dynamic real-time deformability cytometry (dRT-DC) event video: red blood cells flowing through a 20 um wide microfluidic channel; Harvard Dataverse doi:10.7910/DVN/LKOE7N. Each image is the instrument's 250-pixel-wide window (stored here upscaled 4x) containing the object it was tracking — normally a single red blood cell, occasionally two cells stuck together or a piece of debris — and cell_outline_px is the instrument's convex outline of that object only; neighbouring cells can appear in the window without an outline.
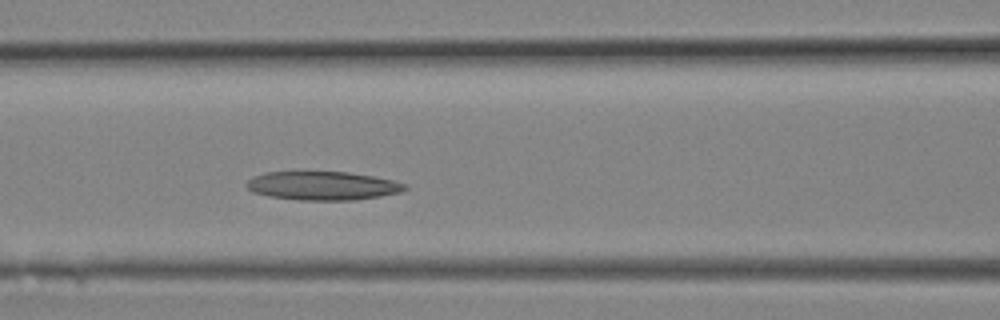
{"species": "Egyptian fruit bat (a non-hibernating species)", "species_latin": "Rousettus aegyptiacus", "temperature_condition": "room temperature", "stored_images_in_passage": 6, "camera_frame_rate_fps": 3000, "um_per_image_px": 0.085, "animal": {"sex": "female"}, "frame": {"image": 1, "passage_image": 6, "time_ms": 1.667, "image_size_px": [1000, 320], "cell_outline_px": [[408, 188], [400, 192], [380, 196], [352, 200], [296, 200], [268, 196], [252, 192], [244, 184], [252, 176], [268, 172], [348, 172], [372, 176], [392, 180], [408, 184]], "centroid_in_image_um": [27.4, 15.79], "position_along_channel_um": 139.2, "area_um2": 26.47}}